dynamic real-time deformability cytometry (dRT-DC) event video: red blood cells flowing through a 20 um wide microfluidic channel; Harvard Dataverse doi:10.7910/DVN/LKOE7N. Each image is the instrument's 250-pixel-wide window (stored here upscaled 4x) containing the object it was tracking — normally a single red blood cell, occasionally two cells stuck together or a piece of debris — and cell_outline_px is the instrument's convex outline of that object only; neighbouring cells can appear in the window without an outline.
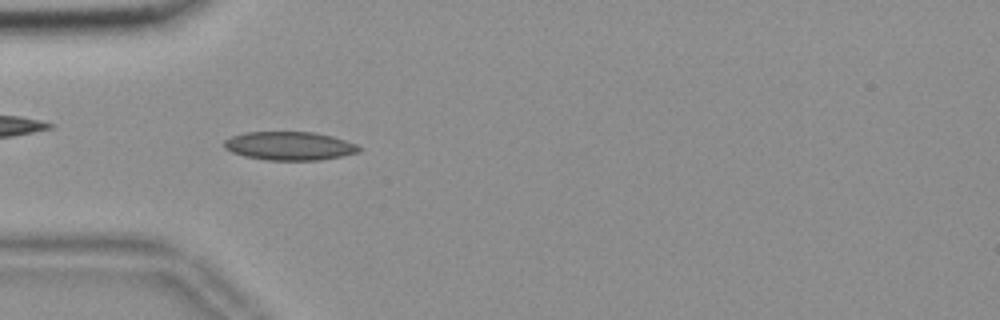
{"species": "common noctule bat (a hibernating species)", "species_latin": "Nyctalus noctula", "temperature_condition": "room temperature", "stored_images_in_passage": 51, "camera_frame_rate_fps": 3000, "um_per_image_px": 0.085, "animal": {"sex": "female", "body_mass_g": 18.4}, "frame": {"image": 1, "passage_image": 12, "time_ms": 3.667, "image_size_px": [1000, 320], "cell_outline_px": [[360, 152], [320, 160], [268, 160], [244, 156], [232, 152], [224, 148], [224, 140], [232, 136], [244, 132], [316, 132], [332, 136], [356, 144], [360, 148]], "centroid_in_image_um": [24.59, 12.4], "position_along_channel_um": 60.4, "area_um2": 22.37}}
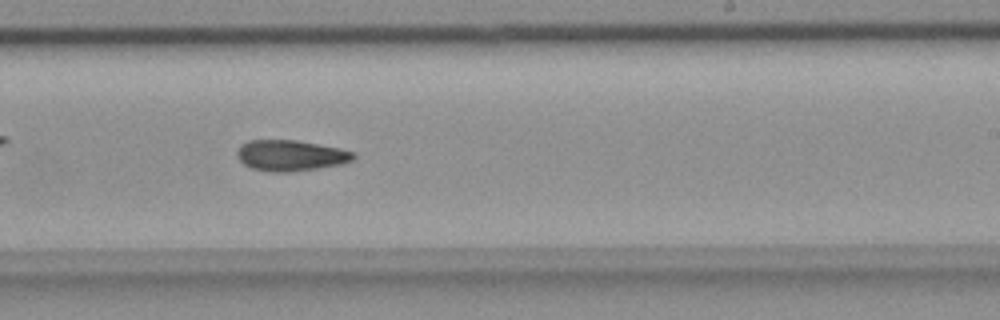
{"frame": {"image": 2, "passage_image": 29, "time_ms": 9.333, "image_size_px": [1000, 320], "cell_outline_px": [[356, 156], [352, 160], [340, 164], [316, 168], [288, 172], [272, 172], [252, 168], [244, 164], [236, 156], [236, 152], [248, 140], [296, 140], [340, 148], [352, 152]], "centroid_in_image_um": [24.69, 13.21], "position_along_channel_um": 264.3, "area_um2": 20.63}}
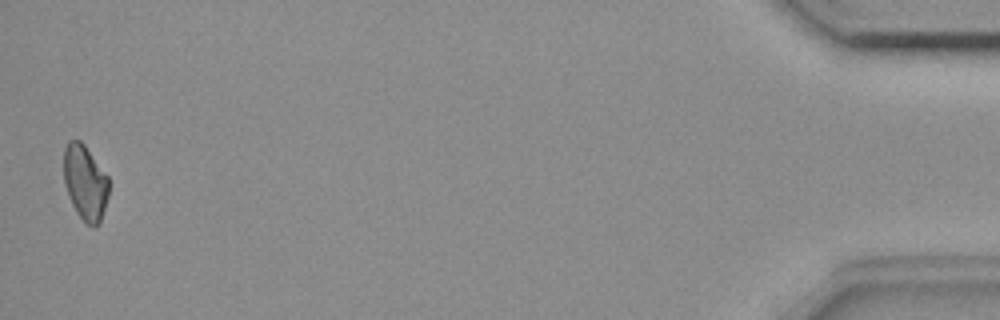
{"frame": {"image": 3, "passage_image": 50, "time_ms": 16.333, "image_size_px": [1000, 320], "cell_outline_px": [[108, 196], [100, 224], [96, 228], [92, 228], [76, 212], [68, 196], [64, 184], [64, 148], [68, 140], [80, 140], [84, 144], [108, 176]], "centroid_in_image_um": [7.24, 15.53], "position_along_channel_um": 428.0, "area_um2": 19.83}}